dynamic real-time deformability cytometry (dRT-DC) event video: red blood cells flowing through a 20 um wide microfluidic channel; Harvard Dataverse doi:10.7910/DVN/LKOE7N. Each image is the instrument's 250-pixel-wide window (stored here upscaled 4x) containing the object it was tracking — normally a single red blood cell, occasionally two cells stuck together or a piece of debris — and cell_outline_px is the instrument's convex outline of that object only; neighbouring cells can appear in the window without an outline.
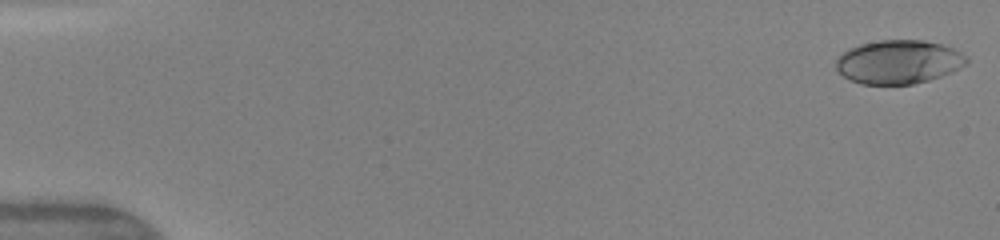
{"species": "human", "species_latin": "Homo sapiens", "temperature_condition": "warm", "stored_images_in_passage": 49, "camera_frame_rate_fps": 3000, "um_per_image_px": 0.085, "donor": {"sex": "female"}, "frame": {"image": 1, "passage_image": 1, "time_ms": 0.0, "image_size_px": [1000, 240], "cell_outline_px": [[968, 64], [952, 72], [928, 80], [912, 84], [860, 84], [844, 76], [836, 68], [836, 60], [848, 48], [860, 44], [880, 40], [924, 40], [940, 44], [952, 48], [968, 56]], "centroid_in_image_um": [76.4, 5.26], "position_along_channel_um": 8.6, "area_um2": 33.18}}
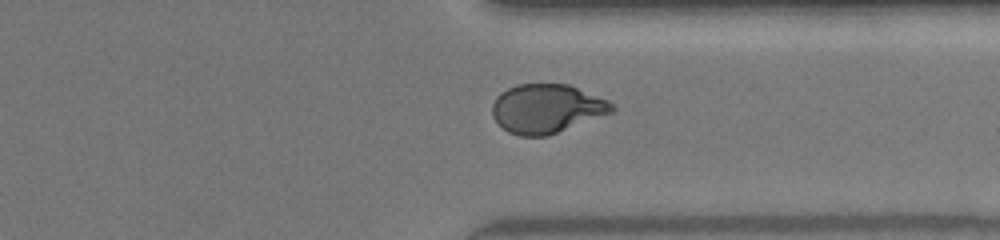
{"frame": {"image": 2, "passage_image": 38, "time_ms": 12.333, "image_size_px": [1000, 240], "cell_outline_px": [[616, 108], [612, 112], [548, 136], [520, 136], [508, 132], [492, 116], [492, 104], [496, 96], [500, 92], [516, 84], [568, 84], [608, 100]], "centroid_in_image_um": [46.44, 9.23], "position_along_channel_um": 365.0, "area_um2": 34.04}}
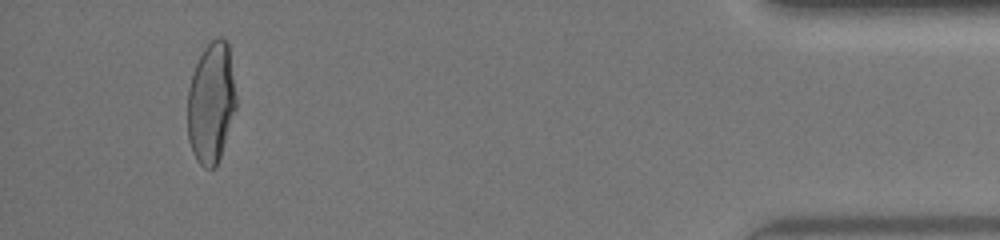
{"frame": {"image": 3, "passage_image": 46, "time_ms": 15.0, "image_size_px": [1000, 240], "cell_outline_px": [[236, 108], [216, 168], [204, 168], [196, 160], [192, 152], [188, 140], [188, 88], [196, 64], [204, 48], [216, 36], [220, 36], [228, 40], [236, 96]], "centroid_in_image_um": [17.95, 8.73], "position_along_channel_um": 417.3, "area_um2": 34.28}, "authors_computed_cell_mechanics": {"area_um2": 34.1598, "velocity_mm_per_s": 4.1694, "shape_relaxation_time_tau1_ms": 3.9752, "shape_relaxation_time_tau2_ms": 0.7243, "deformation_change_tau1": 0.1873, "deformation_change_tau2": 0.0549}}